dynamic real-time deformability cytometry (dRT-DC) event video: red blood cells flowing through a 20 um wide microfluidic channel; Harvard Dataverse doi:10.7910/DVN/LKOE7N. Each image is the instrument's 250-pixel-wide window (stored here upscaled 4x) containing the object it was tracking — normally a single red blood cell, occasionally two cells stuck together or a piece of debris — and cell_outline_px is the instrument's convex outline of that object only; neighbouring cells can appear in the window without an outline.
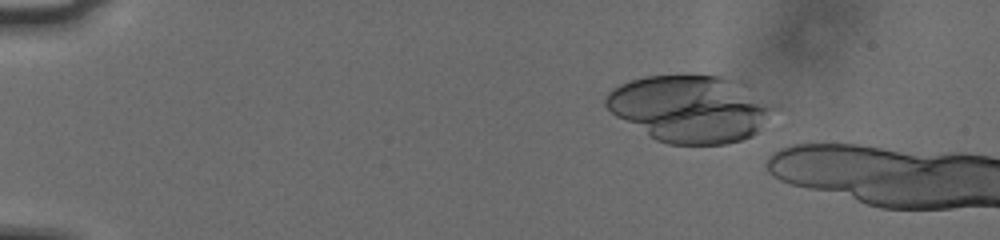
{"species": "human", "species_latin": "Homo sapiens", "temperature_condition": "cold", "stored_images_in_passage": 8, "camera_frame_rate_fps": 3000, "um_per_image_px": 0.085, "donor": {"sex": "male"}, "frame": {"image": 1, "passage_image": 4, "time_ms": 1.0, "image_size_px": [1000, 240], "cell_outline_px": [[760, 108], [752, 132], [748, 136], [740, 140], [720, 144], [672, 144], [660, 140], [652, 136], [612, 112], [608, 108], [608, 96], [616, 88], [624, 84], [636, 80], [652, 76], [712, 76]], "centroid_in_image_um": [58.24, 9.31], "position_along_channel_um": 26.8, "area_um2": 57.28}}